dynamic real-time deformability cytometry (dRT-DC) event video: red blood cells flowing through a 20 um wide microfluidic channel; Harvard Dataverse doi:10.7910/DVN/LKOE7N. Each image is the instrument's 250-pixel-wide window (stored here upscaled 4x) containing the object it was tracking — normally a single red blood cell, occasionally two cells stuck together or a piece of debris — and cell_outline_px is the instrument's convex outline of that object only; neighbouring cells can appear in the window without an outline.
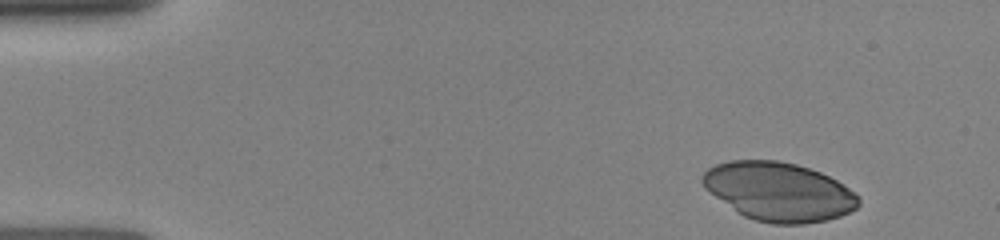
{"species": "human", "species_latin": "Homo sapiens", "temperature_condition": "room temperature", "stored_images_in_passage": 4, "camera_frame_rate_fps": 3000, "um_per_image_px": 0.085, "donor": {"sex": "female"}, "frame": {"image": 1, "passage_image": 1, "time_ms": 0.0, "image_size_px": [1000, 240], "cell_outline_px": [[860, 204], [856, 208], [840, 216], [824, 220], [804, 224], [772, 224], [756, 220], [744, 216], [736, 212], [704, 188], [700, 180], [704, 172], [708, 168], [716, 164], [728, 160], [776, 160], [796, 164], [820, 172], [836, 180], [860, 196]], "centroid_in_image_um": [66.17, 16.28], "position_along_channel_um": 18.8, "area_um2": 53.41}}
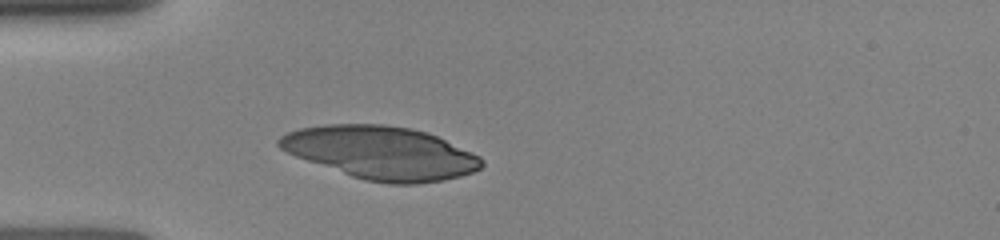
{"frame": {"image": 2, "passage_image": 4, "time_ms": 3.0, "image_size_px": [1000, 240], "cell_outline_px": [[484, 164], [480, 168], [472, 172], [460, 176], [444, 180], [416, 184], [388, 184], [364, 180], [352, 176], [296, 156], [280, 148], [276, 144], [276, 140], [280, 136], [288, 132], [300, 128], [324, 124], [384, 124], [408, 128], [428, 132], [472, 152], [480, 156], [484, 160]], "centroid_in_image_um": [32.4, 12.98], "position_along_channel_um": 52.6, "area_um2": 62.42}}